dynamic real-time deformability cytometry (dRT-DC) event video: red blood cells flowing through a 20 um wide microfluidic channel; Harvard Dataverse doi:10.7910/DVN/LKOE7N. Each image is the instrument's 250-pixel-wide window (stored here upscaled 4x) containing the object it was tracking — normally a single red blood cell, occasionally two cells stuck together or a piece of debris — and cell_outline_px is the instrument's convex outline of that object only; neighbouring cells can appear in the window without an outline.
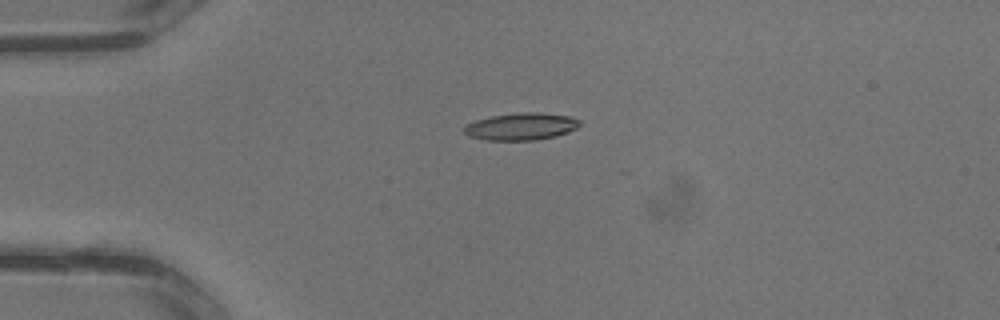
{"species": "common noctule bat (a hibernating species)", "species_latin": "Nyctalus noctula", "temperature_condition": "warm", "stored_images_in_passage": 3, "camera_frame_rate_fps": 3000, "um_per_image_px": 0.085, "animal": {"sex": "male", "body_mass_g": 13.3}, "frame": {"image": 1, "passage_image": 3, "time_ms": 0.667, "image_size_px": [1000, 320], "cell_outline_px": [[580, 124], [576, 128], [568, 132], [556, 136], [536, 140], [488, 140], [468, 136], [464, 132], [464, 124], [476, 120], [492, 116], [520, 112], [540, 112], [572, 116], [580, 120]], "centroid_in_image_um": [44.31, 10.74], "position_along_channel_um": 40.7, "area_um2": 18.44}}